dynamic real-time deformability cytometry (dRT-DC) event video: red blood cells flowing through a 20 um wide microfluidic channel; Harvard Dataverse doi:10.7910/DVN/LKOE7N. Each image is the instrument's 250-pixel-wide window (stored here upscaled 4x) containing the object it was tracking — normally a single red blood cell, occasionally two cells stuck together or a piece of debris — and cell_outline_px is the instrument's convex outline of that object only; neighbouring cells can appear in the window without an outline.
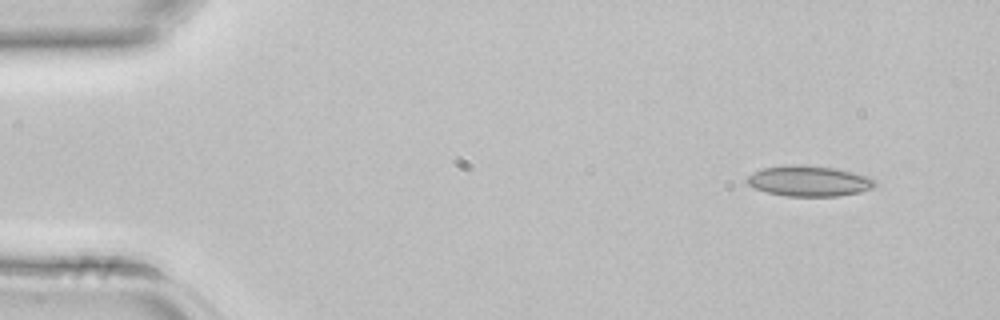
{"species": "common noctule bat (a hibernating species)", "species_latin": "Nyctalus noctula", "temperature_condition": "room temperature", "stored_images_in_passage": 3, "camera_frame_rate_fps": 3000, "um_per_image_px": 0.085, "animal": {"sex": "female", "body_mass_g": 22.7, "forearm_length_mm": 54.2}, "frame": {"image": 1, "passage_image": 1, "time_ms": 0.0, "image_size_px": [1000, 320], "cell_outline_px": [[876, 184], [872, 188], [860, 192], [840, 196], [788, 196], [768, 192], [756, 188], [748, 184], [748, 176], [760, 168], [792, 164], [836, 168], [868, 176], [876, 180]], "centroid_in_image_um": [68.8, 15.38], "position_along_channel_um": 16.2, "area_um2": 22.66}}